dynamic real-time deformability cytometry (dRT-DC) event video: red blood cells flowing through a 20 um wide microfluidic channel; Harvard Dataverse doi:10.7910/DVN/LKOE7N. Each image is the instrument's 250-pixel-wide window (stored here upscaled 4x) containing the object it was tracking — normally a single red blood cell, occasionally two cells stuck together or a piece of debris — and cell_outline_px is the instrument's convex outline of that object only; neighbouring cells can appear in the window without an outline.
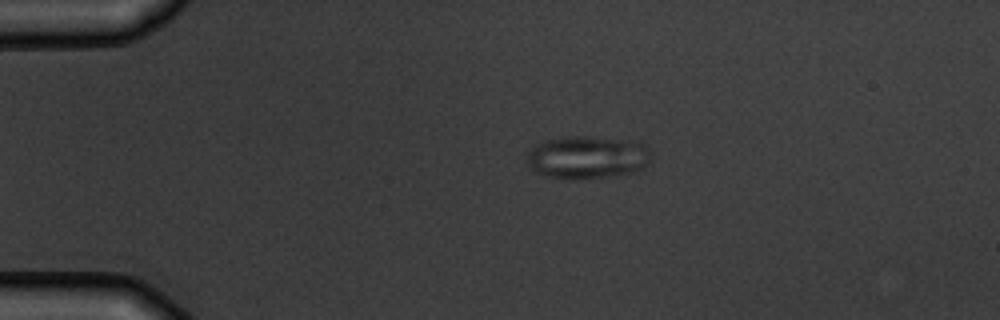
{"species": "common noctule bat (a hibernating species)", "species_latin": "Nyctalus noctula", "temperature_condition": "warm", "stored_images_in_passage": 4, "camera_frame_rate_fps": 3000, "um_per_image_px": 0.085, "animal": {"sex": "male", "body_mass_g": 19.5, "forearm_length_mm": 54.6}, "frame": {"image": 1, "passage_image": 1, "time_ms": 0.0, "image_size_px": [1000, 320], "cell_outline_px": [[652, 160], [648, 164], [632, 172], [604, 176], [564, 180], [548, 176], [536, 172], [528, 168], [528, 152], [536, 144], [544, 140], [564, 136], [584, 136], [616, 140], [644, 144], [648, 148]], "centroid_in_image_um": [49.85, 13.37], "position_along_channel_um": 35.1, "area_um2": 30.58}}